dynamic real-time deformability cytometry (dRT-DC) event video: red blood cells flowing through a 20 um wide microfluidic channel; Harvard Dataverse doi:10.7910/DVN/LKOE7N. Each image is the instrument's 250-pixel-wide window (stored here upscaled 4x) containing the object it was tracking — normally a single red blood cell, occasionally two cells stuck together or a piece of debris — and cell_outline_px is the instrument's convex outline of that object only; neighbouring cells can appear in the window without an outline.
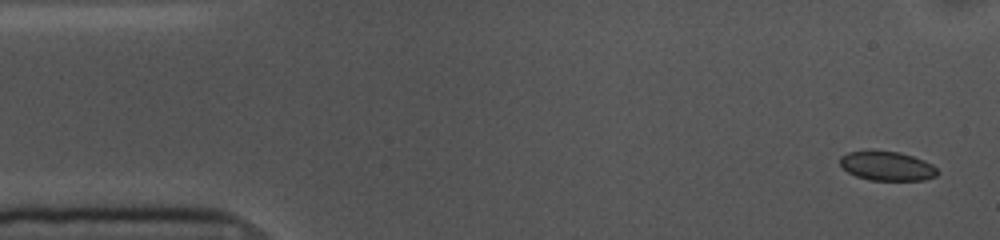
{"species": "common noctule bat (a hibernating species)", "species_latin": "Nyctalus noctula", "temperature_condition": "cold", "stored_images_in_passage": 53, "camera_frame_rate_fps": 3000, "um_per_image_px": 0.085, "animal": {"sex": "female", "body_mass_g": 10.0, "forearm_length_mm": 53.1}, "frame": {"image": 1, "passage_image": 1, "time_ms": 0.0, "image_size_px": [1000, 240], "cell_outline_px": [[940, 172], [936, 176], [924, 180], [868, 180], [856, 176], [848, 172], [840, 164], [840, 156], [848, 152], [900, 152], [924, 160], [932, 164]], "centroid_in_image_um": [75.43, 14.13], "position_along_channel_um": 9.6, "area_um2": 16.36}}
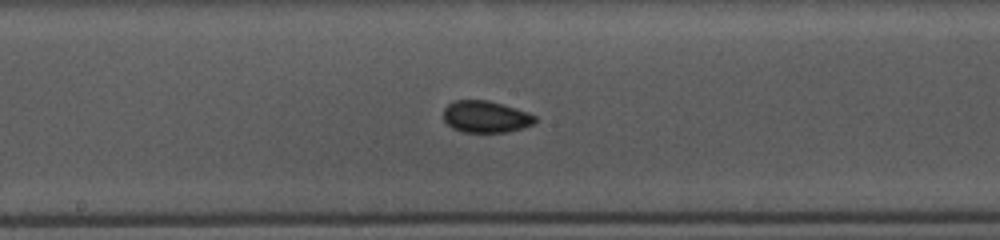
{"frame": {"image": 2, "passage_image": 26, "time_ms": 8.333, "image_size_px": [1000, 240], "cell_outline_px": [[536, 120], [532, 124], [508, 132], [464, 132], [452, 128], [444, 120], [444, 108], [452, 100], [488, 100], [516, 108], [528, 112], [536, 116]], "centroid_in_image_um": [41.27, 9.91], "position_along_channel_um": 206.9, "area_um2": 16.94}}
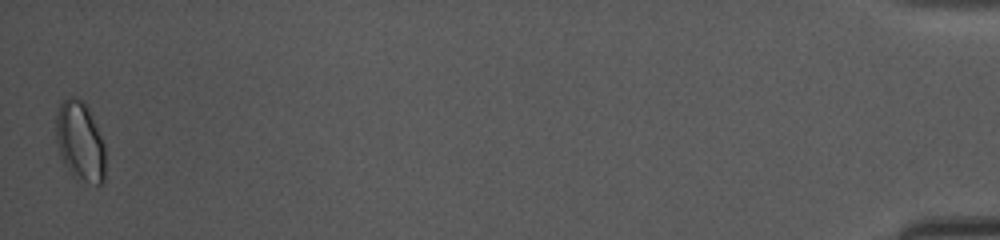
{"frame": {"image": 3, "passage_image": 53, "time_ms": 17.333, "image_size_px": [1000, 240], "cell_outline_px": [[104, 180], [100, 184], [96, 184], [76, 180], [72, 176], [64, 164], [60, 156], [56, 140], [56, 112], [60, 104], [64, 100], [72, 96], [76, 96], [88, 108], [104, 144]], "centroid_in_image_um": [6.78, 12.05], "position_along_channel_um": 428.4, "area_um2": 22.83}, "authors_computed_cell_mechanics": {"area_um2": 16.8776, "velocity_mm_per_s": 3.5701, "shape_relaxation_time_tau1_ms": null, "shape_relaxation_time_tau2_ms": 1.7245, "deformation_change_tau1": null, "deformation_change_tau2": 0.0305}}